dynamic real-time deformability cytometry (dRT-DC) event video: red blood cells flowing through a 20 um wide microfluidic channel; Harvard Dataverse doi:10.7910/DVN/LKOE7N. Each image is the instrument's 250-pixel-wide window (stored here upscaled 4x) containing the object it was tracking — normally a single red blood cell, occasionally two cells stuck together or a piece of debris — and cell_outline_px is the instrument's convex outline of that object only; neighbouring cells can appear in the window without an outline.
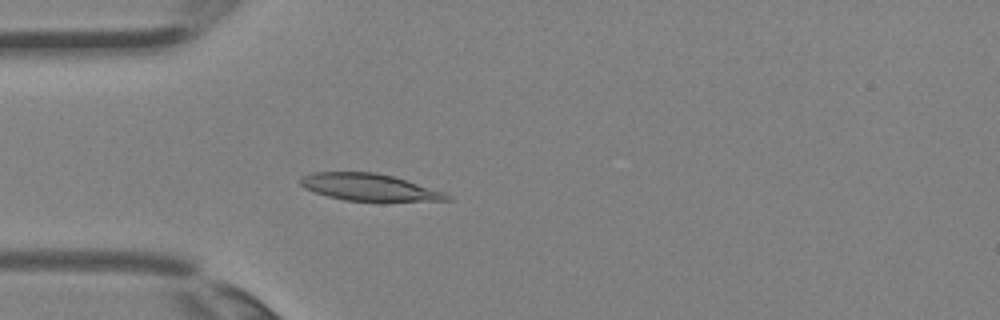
{"species": "Egyptian fruit bat (a non-hibernating species)", "species_latin": "Rousettus aegyptiacus", "temperature_condition": "room temperature", "stored_images_in_passage": 4, "camera_frame_rate_fps": 3000, "um_per_image_px": 0.085, "animal": {"sex": "female"}, "frame": {"image": 1, "passage_image": 4, "time_ms": 1.0, "image_size_px": [1000, 320], "cell_outline_px": [[452, 200], [344, 200], [328, 196], [304, 188], [300, 184], [300, 176], [312, 172], [376, 172], [392, 176], [444, 192], [452, 196]], "centroid_in_image_um": [31.31, 15.89], "position_along_channel_um": 53.7, "area_um2": 22.54}}